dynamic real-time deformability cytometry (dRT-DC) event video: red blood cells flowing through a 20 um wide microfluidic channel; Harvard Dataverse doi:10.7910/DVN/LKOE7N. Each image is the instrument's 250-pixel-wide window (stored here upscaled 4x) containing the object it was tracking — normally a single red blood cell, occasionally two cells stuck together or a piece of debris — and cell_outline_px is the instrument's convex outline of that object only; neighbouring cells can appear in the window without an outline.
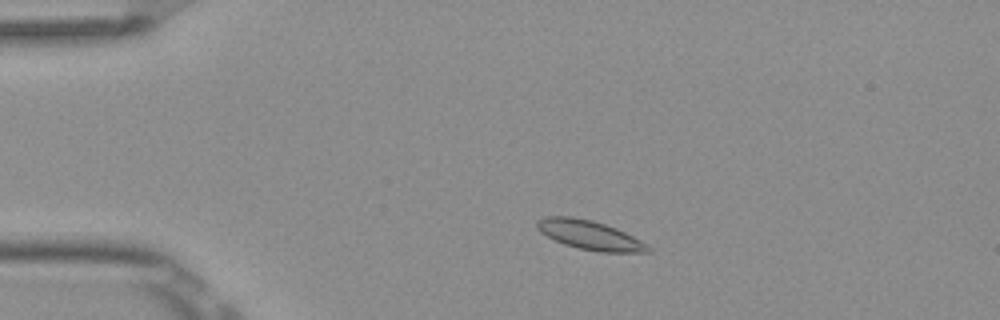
{"species": "Egyptian fruit bat (a non-hibernating species)", "species_latin": "Rousettus aegyptiacus", "temperature_condition": "room temperature", "stored_images_in_passage": 5, "camera_frame_rate_fps": 3000, "um_per_image_px": 0.085, "frame": {"image": 1, "passage_image": 2, "time_ms": 0.333, "image_size_px": [1000, 320], "cell_outline_px": [[652, 252], [600, 252], [580, 248], [564, 244], [540, 232], [536, 228], [536, 220], [548, 216], [572, 216], [592, 220], [616, 228], [640, 240], [652, 248]], "centroid_in_image_um": [50.12, 19.97], "position_along_channel_um": 34.9, "area_um2": 18.73}}
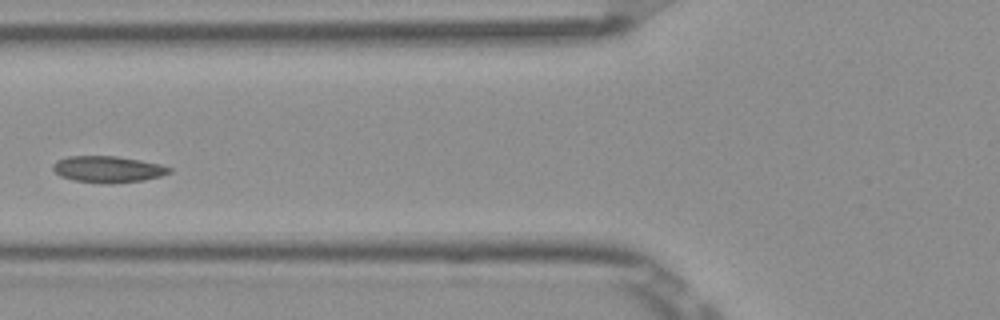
{"frame": {"image": 2, "passage_image": 4, "time_ms": 1.0, "image_size_px": [1000, 320], "cell_outline_px": [[172, 172], [160, 176], [144, 180], [112, 184], [108, 184], [72, 180], [60, 176], [52, 168], [52, 164], [56, 160], [68, 156], [116, 156], [140, 160], [160, 164], [172, 168]], "centroid_in_image_um": [9.16, 14.39], "position_along_channel_um": 116.6, "area_um2": 18.09}}
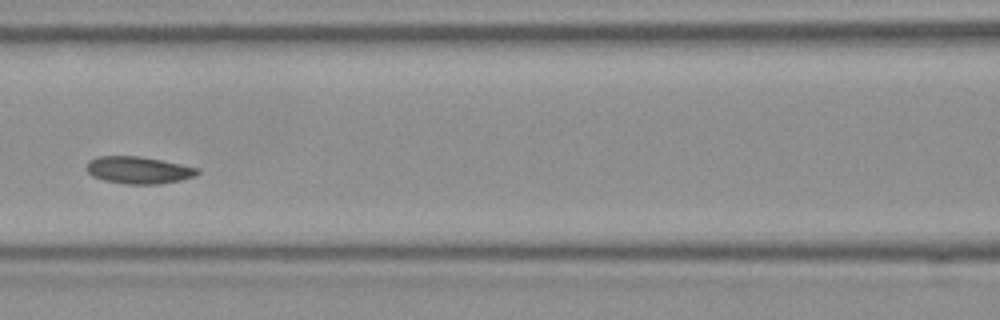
{"frame": {"image": 3, "passage_image": 5, "time_ms": 1.333, "image_size_px": [1000, 320], "cell_outline_px": [[200, 172], [196, 176], [180, 180], [156, 184], [128, 184], [104, 180], [92, 176], [88, 172], [88, 160], [96, 156], [140, 156], [200, 168]], "centroid_in_image_um": [11.79, 14.45], "position_along_channel_um": 154.8, "area_um2": 17.46}}